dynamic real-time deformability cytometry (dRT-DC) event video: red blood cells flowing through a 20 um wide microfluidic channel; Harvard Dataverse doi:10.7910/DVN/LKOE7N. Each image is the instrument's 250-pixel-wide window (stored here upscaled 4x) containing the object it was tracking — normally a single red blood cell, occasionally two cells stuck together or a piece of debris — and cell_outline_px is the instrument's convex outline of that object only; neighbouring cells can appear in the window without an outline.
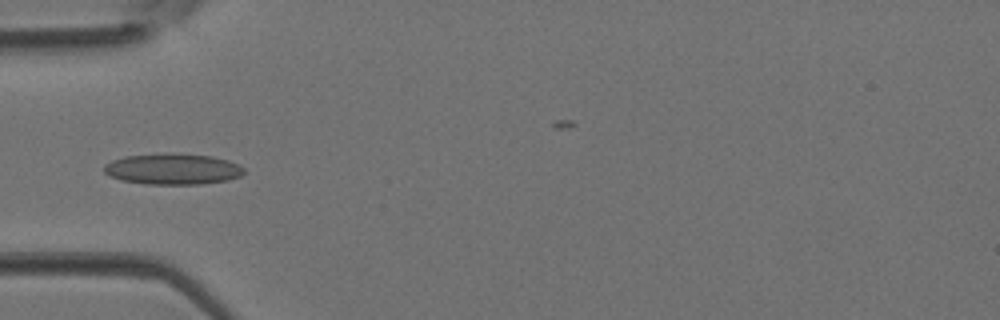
{"species": "Egyptian fruit bat (a non-hibernating species)", "species_latin": "Rousettus aegyptiacus", "temperature_condition": "room temperature", "stored_images_in_passage": 5, "camera_frame_rate_fps": 3000, "um_per_image_px": 0.085, "animal": {"sex": "female"}, "frame": {"image": 1, "passage_image": 4, "time_ms": 1.0, "image_size_px": [1000, 320], "cell_outline_px": [[244, 172], [240, 176], [228, 180], [200, 184], [144, 184], [120, 180], [108, 176], [104, 172], [104, 164], [112, 160], [124, 156], [172, 152], [212, 156], [228, 160], [240, 164], [244, 168]], "centroid_in_image_um": [14.67, 14.36], "position_along_channel_um": 70.3, "area_um2": 25.66}}